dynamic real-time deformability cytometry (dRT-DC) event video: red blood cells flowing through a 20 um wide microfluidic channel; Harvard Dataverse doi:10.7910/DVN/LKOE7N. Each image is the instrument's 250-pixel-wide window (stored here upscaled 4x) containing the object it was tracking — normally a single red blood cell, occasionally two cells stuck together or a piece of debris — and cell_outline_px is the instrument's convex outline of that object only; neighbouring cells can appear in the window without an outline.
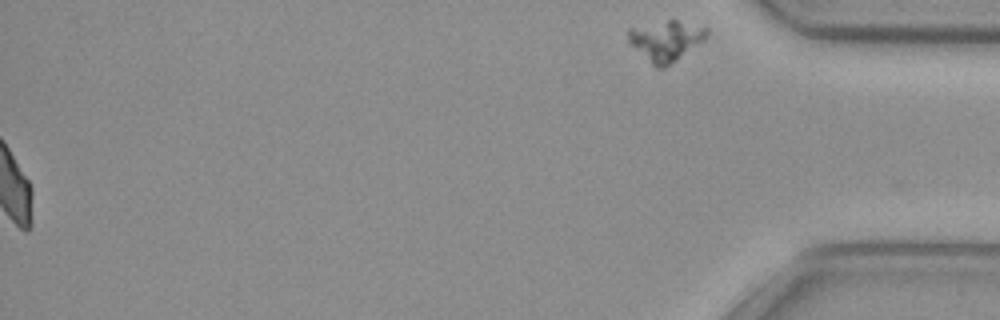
{"species": "common noctule bat (a hibernating species)", "species_latin": "Nyctalus noctula", "temperature_condition": "cold", "stored_images_in_passage": 48, "segment_of_instrument_passage": [2, 2], "camera_frame_rate_fps": 3000, "um_per_image_px": 0.085, "animal": {"sex": "female", "body_mass_g": 29.2, "forearm_length_mm": 56.3}, "frame": {"image": 1, "passage_image": 48, "time_ms": 15.667, "image_size_px": [1000, 320], "cell_outline_px": [[708, 36], [704, 40], [676, 60], [664, 68], [656, 68], [628, 44], [628, 28], [668, 20], [676, 20], [708, 28]], "centroid_in_image_um": [56.57, 3.46], "position_along_channel_um": 378.6, "area_um2": 18.38}}